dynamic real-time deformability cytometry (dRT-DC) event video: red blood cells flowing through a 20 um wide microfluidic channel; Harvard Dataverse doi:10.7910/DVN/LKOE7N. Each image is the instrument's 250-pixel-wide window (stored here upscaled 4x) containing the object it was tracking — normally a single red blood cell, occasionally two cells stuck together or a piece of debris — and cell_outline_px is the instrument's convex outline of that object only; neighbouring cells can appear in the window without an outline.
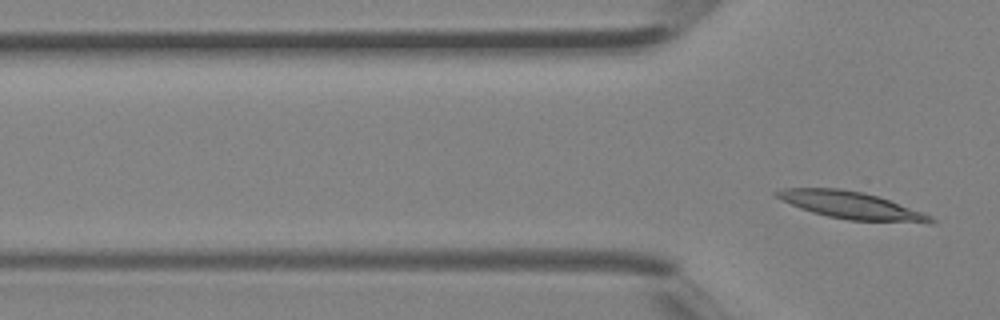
{"species": "Egyptian fruit bat (a non-hibernating species)", "species_latin": "Rousettus aegyptiacus", "temperature_condition": "room temperature", "stored_images_in_passage": 5, "segment_of_instrument_passage": [2, 2], "camera_frame_rate_fps": 3000, "um_per_image_px": 0.085, "animal": {"sex": "female"}, "frame": {"image": 1, "passage_image": 5, "time_ms": 1.333, "image_size_px": [1000, 320], "cell_outline_px": [[936, 220], [932, 224], [928, 224], [848, 220], [828, 216], [812, 212], [800, 208], [780, 200], [772, 192], [784, 188], [840, 188], [864, 192], [888, 200], [932, 216]], "centroid_in_image_um": [72.36, 17.47], "position_along_channel_um": 53.4, "area_um2": 24.57}}